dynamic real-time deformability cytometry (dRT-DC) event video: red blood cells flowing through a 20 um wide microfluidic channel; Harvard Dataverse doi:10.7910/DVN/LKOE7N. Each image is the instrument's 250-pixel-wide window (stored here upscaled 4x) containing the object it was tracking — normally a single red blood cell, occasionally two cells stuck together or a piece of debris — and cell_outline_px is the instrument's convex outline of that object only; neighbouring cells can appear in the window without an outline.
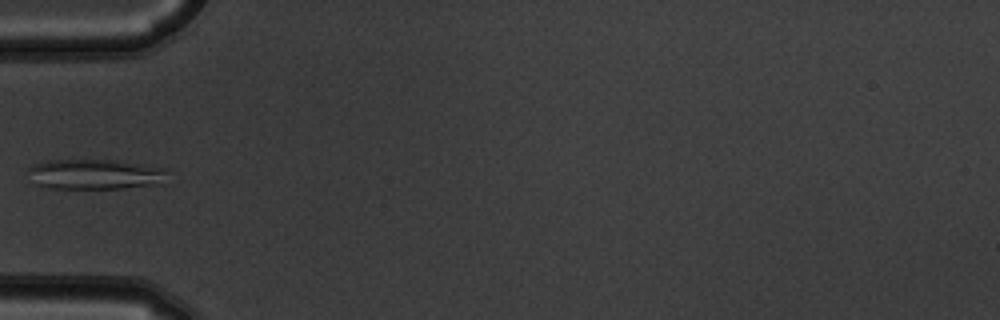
{"species": "common noctule bat (a hibernating species)", "species_latin": "Nyctalus noctula", "temperature_condition": "warm", "stored_images_in_passage": 5, "camera_frame_rate_fps": 3000, "um_per_image_px": 0.085, "animal": {"sex": "male", "body_mass_g": 19.5, "forearm_length_mm": 54.6}, "frame": {"image": 1, "passage_image": 4, "time_ms": 1.0, "image_size_px": [1000, 320], "cell_outline_px": [[168, 172], [164, 184], [124, 188], [44, 188], [36, 184], [28, 168], [32, 164], [48, 160], [116, 160], [168, 168]], "centroid_in_image_um": [8.16, 14.81], "position_along_channel_um": 76.8, "area_um2": 24.74}}
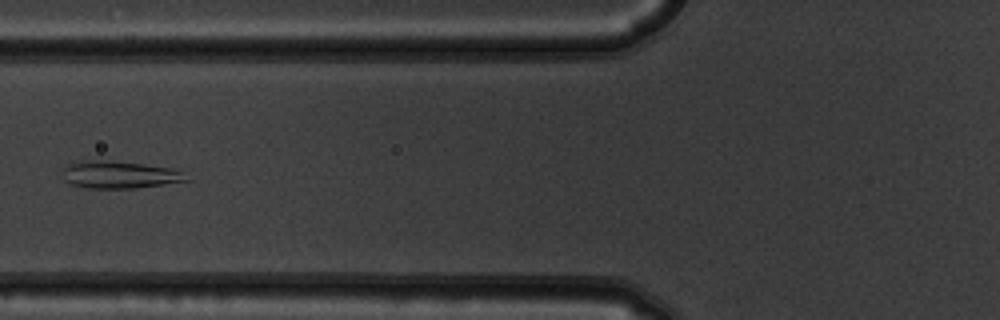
{"frame": {"image": 2, "passage_image": 5, "time_ms": 1.333, "image_size_px": [1000, 320], "cell_outline_px": [[192, 180], [136, 188], [88, 188], [72, 184], [64, 180], [60, 172], [68, 164], [88, 160], [96, 160], [144, 164], [172, 168], [180, 172]], "centroid_in_image_um": [10.13, 14.86], "position_along_channel_um": 115.7, "area_um2": 19.54}}